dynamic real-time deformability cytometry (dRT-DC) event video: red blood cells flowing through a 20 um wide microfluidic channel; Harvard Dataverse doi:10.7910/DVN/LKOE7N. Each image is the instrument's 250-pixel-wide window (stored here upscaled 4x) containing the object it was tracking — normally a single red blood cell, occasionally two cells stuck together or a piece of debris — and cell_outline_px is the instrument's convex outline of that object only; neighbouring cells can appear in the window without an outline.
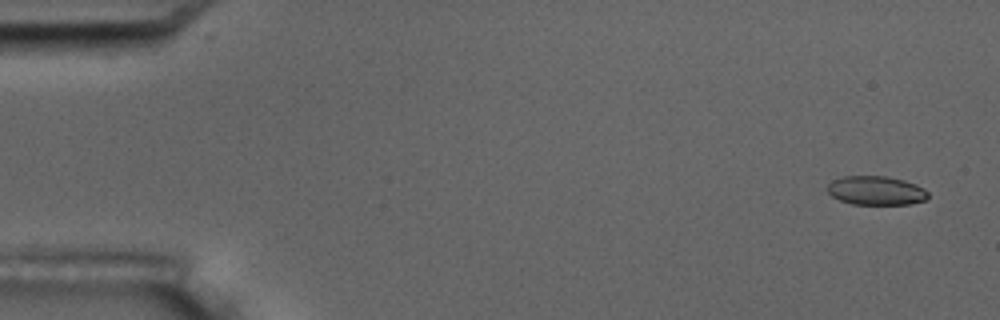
{"species": "common noctule bat (a hibernating species)", "species_latin": "Nyctalus noctula", "temperature_condition": "room temperature", "stored_images_in_passage": 5, "camera_frame_rate_fps": 3000, "um_per_image_px": 0.085, "animal": {"sex": "male", "body_mass_g": 17.5, "forearm_length_mm": 52.3}, "frame": {"image": 1, "passage_image": 1, "time_ms": 0.0, "image_size_px": [1000, 320], "cell_outline_px": [[928, 196], [924, 200], [912, 204], [852, 204], [840, 200], [832, 196], [828, 192], [828, 184], [832, 180], [844, 176], [888, 176], [904, 180], [916, 184], [924, 188], [928, 192]], "centroid_in_image_um": [74.47, 16.19], "position_along_channel_um": 10.5, "area_um2": 16.99}}
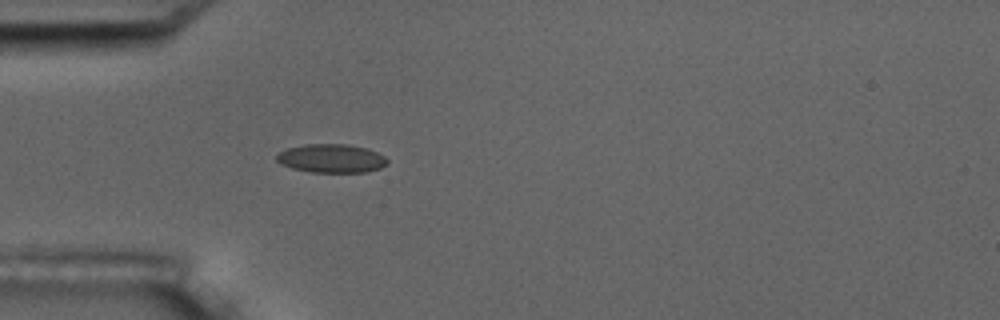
{"frame": {"image": 2, "passage_image": 5, "time_ms": 4.667, "image_size_px": [1000, 320], "cell_outline_px": [[388, 164], [380, 168], [368, 172], [312, 172], [292, 168], [276, 160], [276, 156], [280, 152], [288, 148], [304, 144], [348, 144], [368, 148], [384, 156], [388, 160]], "centroid_in_image_um": [28.21, 13.46], "position_along_channel_um": 56.8, "area_um2": 18.44}}